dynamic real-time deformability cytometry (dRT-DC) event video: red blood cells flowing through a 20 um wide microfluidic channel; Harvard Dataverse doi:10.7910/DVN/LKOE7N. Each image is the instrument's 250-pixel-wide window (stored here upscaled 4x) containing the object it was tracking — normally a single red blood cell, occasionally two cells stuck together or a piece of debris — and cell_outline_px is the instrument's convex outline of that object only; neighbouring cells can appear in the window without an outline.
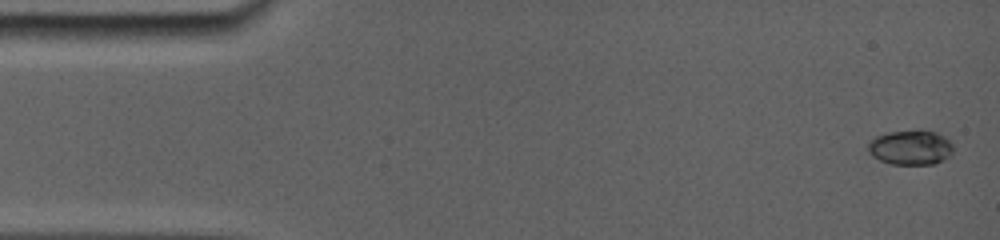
{"species": "common noctule bat (a hibernating species)", "species_latin": "Nyctalus noctula", "temperature_condition": "room temperature", "stored_images_in_passage": 16, "camera_frame_rate_fps": 5000, "um_per_image_px": 0.085, "animal": {"sex": "female", "body_mass_g": 19.0, "forearm_length_mm": 56.7}, "frame": {"image": 1, "passage_image": 1, "time_ms": 0.0, "image_size_px": [1000, 240], "cell_outline_px": [[948, 148], [940, 160], [932, 164], [896, 164], [884, 160], [876, 156], [872, 152], [872, 140], [880, 136], [892, 132], [932, 132], [948, 140]], "centroid_in_image_um": [77.37, 12.55], "position_along_channel_um": 7.6, "area_um2": 15.09}}
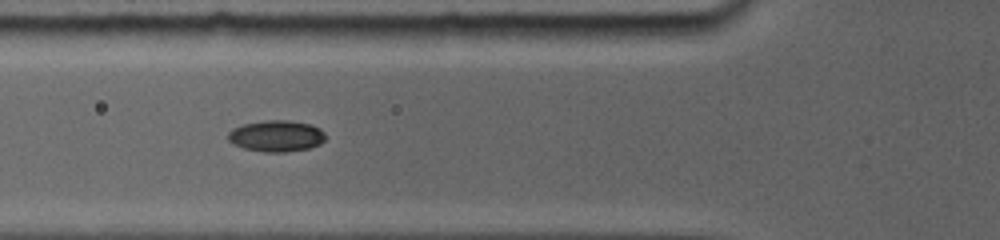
{"frame": {"image": 2, "passage_image": 12, "time_ms": 5.6, "image_size_px": [1000, 240], "cell_outline_px": [[324, 140], [320, 144], [308, 148], [284, 152], [268, 152], [244, 148], [228, 140], [228, 132], [244, 124], [268, 120], [284, 120], [308, 124], [324, 132]], "centroid_in_image_um": [23.48, 11.56], "position_along_channel_um": 102.3, "area_um2": 17.22}}
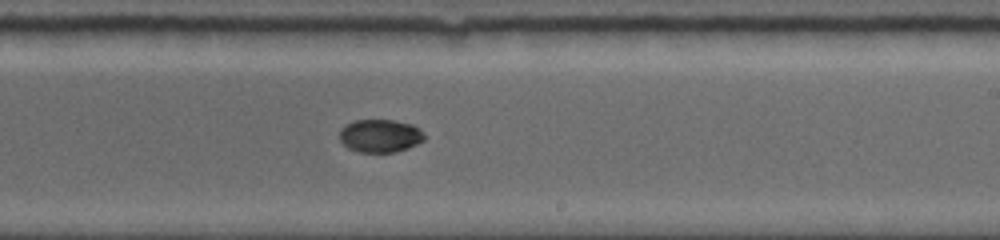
{"frame": {"image": 3, "passage_image": 16, "time_ms": 9.6, "image_size_px": [1000, 240], "cell_outline_px": [[424, 140], [408, 148], [396, 152], [360, 152], [348, 148], [340, 140], [340, 128], [356, 120], [392, 120], [412, 124], [420, 128], [424, 132]], "centroid_in_image_um": [32.33, 11.54], "position_along_channel_um": 256.7, "area_um2": 16.3}}